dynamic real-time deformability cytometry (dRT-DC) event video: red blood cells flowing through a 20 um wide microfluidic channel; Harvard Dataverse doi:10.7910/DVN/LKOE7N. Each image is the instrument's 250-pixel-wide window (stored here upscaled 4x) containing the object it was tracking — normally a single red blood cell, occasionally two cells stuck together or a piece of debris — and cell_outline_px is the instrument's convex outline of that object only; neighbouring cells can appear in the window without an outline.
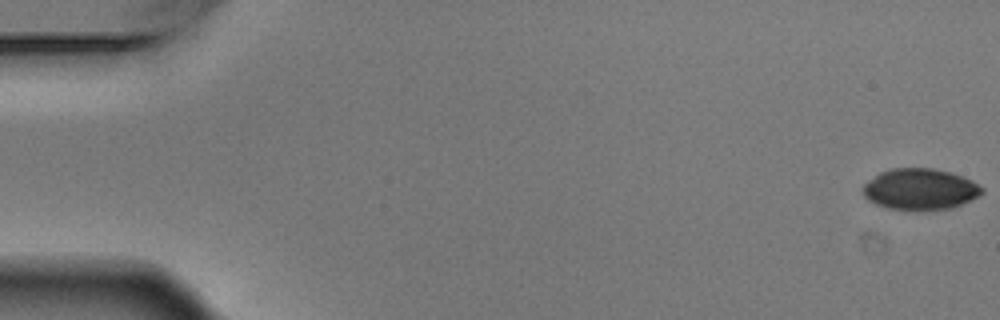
{"species": "Egyptian fruit bat (a non-hibernating species)", "species_latin": "Rousettus aegyptiacus", "temperature_condition": "warm", "stored_images_in_passage": 8, "camera_frame_rate_fps": 3000, "um_per_image_px": 0.085, "animal": {"sex": "male"}, "frame": {"image": 1, "passage_image": 1, "time_ms": 0.0, "image_size_px": [1000, 320], "cell_outline_px": [[984, 192], [960, 204], [948, 208], [920, 212], [888, 208], [876, 204], [868, 200], [864, 196], [860, 188], [868, 180], [880, 172], [892, 168], [932, 168], [952, 172], [972, 180], [984, 188]], "centroid_in_image_um": [78.17, 16.09], "position_along_channel_um": 6.8, "area_um2": 28.9}}
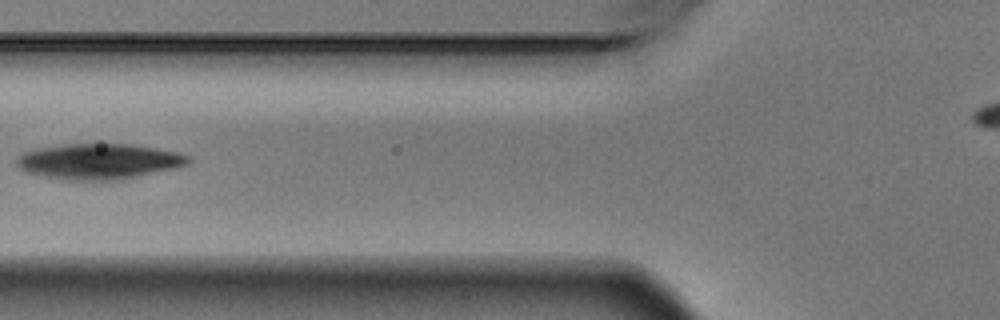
{"frame": {"image": 2, "passage_image": 7, "time_ms": 2.0, "image_size_px": [1000, 320], "cell_outline_px": [[192, 160], [188, 164], [176, 168], [124, 180], [60, 180], [40, 176], [16, 168], [16, 156], [20, 152], [32, 148], [64, 144], [132, 144], [156, 148], [176, 152], [188, 156]], "centroid_in_image_um": [8.33, 13.72], "position_along_channel_um": 117.5, "area_um2": 36.36}}
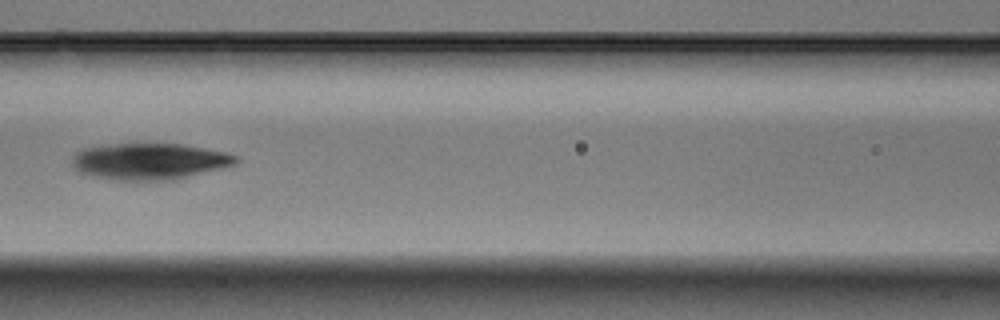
{"frame": {"image": 3, "passage_image": 8, "time_ms": 2.333, "image_size_px": [1000, 320], "cell_outline_px": [[240, 160], [236, 164], [224, 168], [172, 180], [116, 180], [92, 176], [80, 172], [72, 164], [72, 156], [80, 148], [132, 140], [184, 144], [224, 152], [236, 156]], "centroid_in_image_um": [12.67, 13.66], "position_along_channel_um": 153.9, "area_um2": 36.01}}